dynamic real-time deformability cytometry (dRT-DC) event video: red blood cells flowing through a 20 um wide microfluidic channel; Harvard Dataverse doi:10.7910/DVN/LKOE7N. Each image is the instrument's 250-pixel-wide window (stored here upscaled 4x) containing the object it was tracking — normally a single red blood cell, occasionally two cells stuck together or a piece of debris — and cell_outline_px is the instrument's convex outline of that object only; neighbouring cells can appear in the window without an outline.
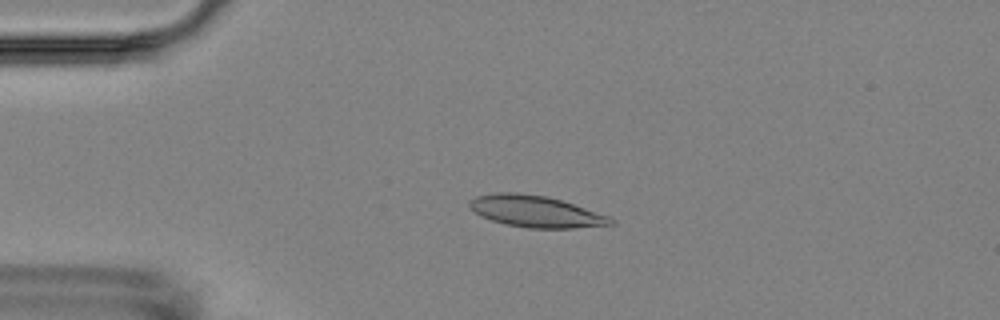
{"species": "Egyptian fruit bat (a non-hibernating species)", "species_latin": "Rousettus aegyptiacus", "temperature_condition": "room temperature", "stored_images_in_passage": 3, "camera_frame_rate_fps": 3000, "um_per_image_px": 0.085, "animal": {"sex": "female"}, "frame": {"image": 1, "passage_image": 3, "time_ms": 3.333, "image_size_px": [1000, 320], "cell_outline_px": [[616, 224], [572, 228], [528, 228], [504, 224], [480, 216], [468, 208], [468, 204], [476, 196], [496, 192], [516, 192], [548, 196], [608, 216], [616, 220]], "centroid_in_image_um": [45.5, 17.97], "position_along_channel_um": 39.5, "area_um2": 25.95}}